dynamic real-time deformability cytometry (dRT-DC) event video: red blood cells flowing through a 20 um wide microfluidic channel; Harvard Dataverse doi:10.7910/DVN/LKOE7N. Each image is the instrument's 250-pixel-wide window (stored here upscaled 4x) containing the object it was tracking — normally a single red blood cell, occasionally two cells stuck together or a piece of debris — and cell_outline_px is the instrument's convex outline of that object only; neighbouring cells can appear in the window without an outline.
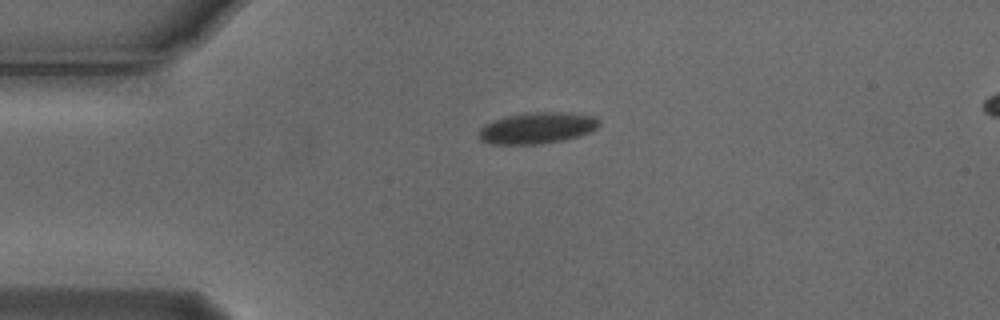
{"species": "Egyptian fruit bat (a non-hibernating species)", "species_latin": "Rousettus aegyptiacus", "temperature_condition": "cold", "stored_images_in_passage": 3, "segment_of_instrument_passage": [1, 2], "camera_frame_rate_fps": 3000, "um_per_image_px": 0.085, "animal": {"sex": "male"}, "frame": {"image": 1, "passage_image": 1, "time_ms": 0.0, "image_size_px": [1000, 320], "cell_outline_px": [[600, 124], [596, 128], [580, 136], [564, 140], [540, 144], [492, 144], [480, 140], [480, 128], [484, 124], [492, 120], [504, 116], [528, 112], [568, 112], [592, 116], [600, 120]], "centroid_in_image_um": [45.65, 10.87], "position_along_channel_um": 39.4, "area_um2": 22.08}}